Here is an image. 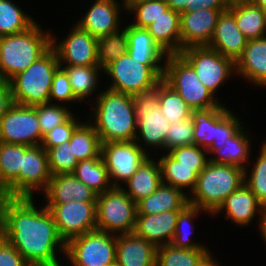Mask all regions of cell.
<instances>
[{
  "instance_id": "f5cc1de1",
  "label": "cell",
  "mask_w": 266,
  "mask_h": 266,
  "mask_svg": "<svg viewBox=\"0 0 266 266\" xmlns=\"http://www.w3.org/2000/svg\"><path fill=\"white\" fill-rule=\"evenodd\" d=\"M229 3L226 0H189L182 12H192L201 9H228Z\"/></svg>"
},
{
  "instance_id": "680465c9",
  "label": "cell",
  "mask_w": 266,
  "mask_h": 266,
  "mask_svg": "<svg viewBox=\"0 0 266 266\" xmlns=\"http://www.w3.org/2000/svg\"><path fill=\"white\" fill-rule=\"evenodd\" d=\"M7 241L6 234L2 223L0 222V247Z\"/></svg>"
},
{
  "instance_id": "6125c7cd",
  "label": "cell",
  "mask_w": 266,
  "mask_h": 266,
  "mask_svg": "<svg viewBox=\"0 0 266 266\" xmlns=\"http://www.w3.org/2000/svg\"><path fill=\"white\" fill-rule=\"evenodd\" d=\"M141 0H124L126 7L131 3V2H138Z\"/></svg>"
},
{
  "instance_id": "d4e9b609",
  "label": "cell",
  "mask_w": 266,
  "mask_h": 266,
  "mask_svg": "<svg viewBox=\"0 0 266 266\" xmlns=\"http://www.w3.org/2000/svg\"><path fill=\"white\" fill-rule=\"evenodd\" d=\"M157 247L134 233L116 235V262L121 266H156Z\"/></svg>"
},
{
  "instance_id": "ee69618b",
  "label": "cell",
  "mask_w": 266,
  "mask_h": 266,
  "mask_svg": "<svg viewBox=\"0 0 266 266\" xmlns=\"http://www.w3.org/2000/svg\"><path fill=\"white\" fill-rule=\"evenodd\" d=\"M35 107L42 136L54 127L64 123L73 114V111L69 109L72 107L59 105L56 102L37 104Z\"/></svg>"
},
{
  "instance_id": "ab89813d",
  "label": "cell",
  "mask_w": 266,
  "mask_h": 266,
  "mask_svg": "<svg viewBox=\"0 0 266 266\" xmlns=\"http://www.w3.org/2000/svg\"><path fill=\"white\" fill-rule=\"evenodd\" d=\"M24 145L0 142V194L19 176Z\"/></svg>"
},
{
  "instance_id": "5bb4252c",
  "label": "cell",
  "mask_w": 266,
  "mask_h": 266,
  "mask_svg": "<svg viewBox=\"0 0 266 266\" xmlns=\"http://www.w3.org/2000/svg\"><path fill=\"white\" fill-rule=\"evenodd\" d=\"M100 155L113 187H121L149 157L135 140L101 143Z\"/></svg>"
},
{
  "instance_id": "30bf717a",
  "label": "cell",
  "mask_w": 266,
  "mask_h": 266,
  "mask_svg": "<svg viewBox=\"0 0 266 266\" xmlns=\"http://www.w3.org/2000/svg\"><path fill=\"white\" fill-rule=\"evenodd\" d=\"M52 175L48 153L41 146H25L19 176L0 194L10 198H36L33 193L43 194ZM37 190V191H36Z\"/></svg>"
},
{
  "instance_id": "d590c367",
  "label": "cell",
  "mask_w": 266,
  "mask_h": 266,
  "mask_svg": "<svg viewBox=\"0 0 266 266\" xmlns=\"http://www.w3.org/2000/svg\"><path fill=\"white\" fill-rule=\"evenodd\" d=\"M78 161L97 158L101 154V141L94 126L85 120L75 129L69 140Z\"/></svg>"
},
{
  "instance_id": "f1b7e54d",
  "label": "cell",
  "mask_w": 266,
  "mask_h": 266,
  "mask_svg": "<svg viewBox=\"0 0 266 266\" xmlns=\"http://www.w3.org/2000/svg\"><path fill=\"white\" fill-rule=\"evenodd\" d=\"M187 204L189 202L186 193L162 183L155 192L137 202V214H157L182 210Z\"/></svg>"
},
{
  "instance_id": "681fc988",
  "label": "cell",
  "mask_w": 266,
  "mask_h": 266,
  "mask_svg": "<svg viewBox=\"0 0 266 266\" xmlns=\"http://www.w3.org/2000/svg\"><path fill=\"white\" fill-rule=\"evenodd\" d=\"M73 113L64 123L54 127L43 136L41 146L48 151L50 148L64 144L72 137L75 129L82 123V120Z\"/></svg>"
},
{
  "instance_id": "f546056e",
  "label": "cell",
  "mask_w": 266,
  "mask_h": 266,
  "mask_svg": "<svg viewBox=\"0 0 266 266\" xmlns=\"http://www.w3.org/2000/svg\"><path fill=\"white\" fill-rule=\"evenodd\" d=\"M167 54L181 52L180 13L169 9L146 28Z\"/></svg>"
},
{
  "instance_id": "83f0119b",
  "label": "cell",
  "mask_w": 266,
  "mask_h": 266,
  "mask_svg": "<svg viewBox=\"0 0 266 266\" xmlns=\"http://www.w3.org/2000/svg\"><path fill=\"white\" fill-rule=\"evenodd\" d=\"M228 10L248 40L266 37V13L252 0L230 3Z\"/></svg>"
},
{
  "instance_id": "7c38bea8",
  "label": "cell",
  "mask_w": 266,
  "mask_h": 266,
  "mask_svg": "<svg viewBox=\"0 0 266 266\" xmlns=\"http://www.w3.org/2000/svg\"><path fill=\"white\" fill-rule=\"evenodd\" d=\"M179 54L193 67L199 80L215 97L220 87L236 76L235 63L208 46L187 47Z\"/></svg>"
},
{
  "instance_id": "8fae6325",
  "label": "cell",
  "mask_w": 266,
  "mask_h": 266,
  "mask_svg": "<svg viewBox=\"0 0 266 266\" xmlns=\"http://www.w3.org/2000/svg\"><path fill=\"white\" fill-rule=\"evenodd\" d=\"M65 264L110 266L116 262V235L93 230L66 243Z\"/></svg>"
},
{
  "instance_id": "816d5d0a",
  "label": "cell",
  "mask_w": 266,
  "mask_h": 266,
  "mask_svg": "<svg viewBox=\"0 0 266 266\" xmlns=\"http://www.w3.org/2000/svg\"><path fill=\"white\" fill-rule=\"evenodd\" d=\"M0 266H31L23 256L6 241L0 247Z\"/></svg>"
},
{
  "instance_id": "c3c4849f",
  "label": "cell",
  "mask_w": 266,
  "mask_h": 266,
  "mask_svg": "<svg viewBox=\"0 0 266 266\" xmlns=\"http://www.w3.org/2000/svg\"><path fill=\"white\" fill-rule=\"evenodd\" d=\"M54 101L59 105L66 104L67 107H69V103L78 104L77 102H80L73 94L66 71L60 66L55 71L49 95V103H53Z\"/></svg>"
},
{
  "instance_id": "7bdbcfd3",
  "label": "cell",
  "mask_w": 266,
  "mask_h": 266,
  "mask_svg": "<svg viewBox=\"0 0 266 266\" xmlns=\"http://www.w3.org/2000/svg\"><path fill=\"white\" fill-rule=\"evenodd\" d=\"M263 141L256 161L252 162V168L244 170V183L255 194L259 203L266 208V139Z\"/></svg>"
},
{
  "instance_id": "e7e4bbea",
  "label": "cell",
  "mask_w": 266,
  "mask_h": 266,
  "mask_svg": "<svg viewBox=\"0 0 266 266\" xmlns=\"http://www.w3.org/2000/svg\"><path fill=\"white\" fill-rule=\"evenodd\" d=\"M110 266H121V265H119L117 262H115L114 264H112Z\"/></svg>"
},
{
  "instance_id": "277c9868",
  "label": "cell",
  "mask_w": 266,
  "mask_h": 266,
  "mask_svg": "<svg viewBox=\"0 0 266 266\" xmlns=\"http://www.w3.org/2000/svg\"><path fill=\"white\" fill-rule=\"evenodd\" d=\"M243 183L244 169L209 161L198 175L195 189L188 196V202L212 215Z\"/></svg>"
},
{
  "instance_id": "484cf974",
  "label": "cell",
  "mask_w": 266,
  "mask_h": 266,
  "mask_svg": "<svg viewBox=\"0 0 266 266\" xmlns=\"http://www.w3.org/2000/svg\"><path fill=\"white\" fill-rule=\"evenodd\" d=\"M128 53L147 66H165L168 54L152 38L148 30L130 23L126 25Z\"/></svg>"
},
{
  "instance_id": "7402d4cb",
  "label": "cell",
  "mask_w": 266,
  "mask_h": 266,
  "mask_svg": "<svg viewBox=\"0 0 266 266\" xmlns=\"http://www.w3.org/2000/svg\"><path fill=\"white\" fill-rule=\"evenodd\" d=\"M243 126L233 137L224 142H213L207 150L209 161L218 164H227L240 167L242 169L250 168L252 164L250 158L253 141L250 131H246ZM249 165V167H248Z\"/></svg>"
},
{
  "instance_id": "44dd1931",
  "label": "cell",
  "mask_w": 266,
  "mask_h": 266,
  "mask_svg": "<svg viewBox=\"0 0 266 266\" xmlns=\"http://www.w3.org/2000/svg\"><path fill=\"white\" fill-rule=\"evenodd\" d=\"M247 42L248 39L238 28L234 15L227 9L219 16L208 47L236 63Z\"/></svg>"
},
{
  "instance_id": "5b68a950",
  "label": "cell",
  "mask_w": 266,
  "mask_h": 266,
  "mask_svg": "<svg viewBox=\"0 0 266 266\" xmlns=\"http://www.w3.org/2000/svg\"><path fill=\"white\" fill-rule=\"evenodd\" d=\"M59 66L57 53L51 47L25 71L9 81L13 102L29 106L49 103L51 84Z\"/></svg>"
},
{
  "instance_id": "b9f144b4",
  "label": "cell",
  "mask_w": 266,
  "mask_h": 266,
  "mask_svg": "<svg viewBox=\"0 0 266 266\" xmlns=\"http://www.w3.org/2000/svg\"><path fill=\"white\" fill-rule=\"evenodd\" d=\"M169 9L170 7L165 0H141L131 2L126 7V12L134 17L131 19L133 21L129 22L131 25L146 29Z\"/></svg>"
},
{
  "instance_id": "ffe728a7",
  "label": "cell",
  "mask_w": 266,
  "mask_h": 266,
  "mask_svg": "<svg viewBox=\"0 0 266 266\" xmlns=\"http://www.w3.org/2000/svg\"><path fill=\"white\" fill-rule=\"evenodd\" d=\"M181 210L157 214H137L133 233L152 243L157 248L170 244L176 228L177 217Z\"/></svg>"
},
{
  "instance_id": "52a82bcc",
  "label": "cell",
  "mask_w": 266,
  "mask_h": 266,
  "mask_svg": "<svg viewBox=\"0 0 266 266\" xmlns=\"http://www.w3.org/2000/svg\"><path fill=\"white\" fill-rule=\"evenodd\" d=\"M133 99L137 121L136 143L149 156L152 149L164 153L165 136L170 124L161 113L158 104V85L133 95Z\"/></svg>"
},
{
  "instance_id": "8992f818",
  "label": "cell",
  "mask_w": 266,
  "mask_h": 266,
  "mask_svg": "<svg viewBox=\"0 0 266 266\" xmlns=\"http://www.w3.org/2000/svg\"><path fill=\"white\" fill-rule=\"evenodd\" d=\"M163 80L179 93L193 111H208L223 104L204 86L193 67L180 54H168Z\"/></svg>"
},
{
  "instance_id": "4316f807",
  "label": "cell",
  "mask_w": 266,
  "mask_h": 266,
  "mask_svg": "<svg viewBox=\"0 0 266 266\" xmlns=\"http://www.w3.org/2000/svg\"><path fill=\"white\" fill-rule=\"evenodd\" d=\"M161 184V168L157 156L153 159L149 156L121 186V189L137 203L155 192Z\"/></svg>"
},
{
  "instance_id": "ba28073f",
  "label": "cell",
  "mask_w": 266,
  "mask_h": 266,
  "mask_svg": "<svg viewBox=\"0 0 266 266\" xmlns=\"http://www.w3.org/2000/svg\"><path fill=\"white\" fill-rule=\"evenodd\" d=\"M164 67L141 64L127 52L106 66L102 75L111 79L106 88L133 96L158 85L163 79Z\"/></svg>"
},
{
  "instance_id": "e575fe53",
  "label": "cell",
  "mask_w": 266,
  "mask_h": 266,
  "mask_svg": "<svg viewBox=\"0 0 266 266\" xmlns=\"http://www.w3.org/2000/svg\"><path fill=\"white\" fill-rule=\"evenodd\" d=\"M209 249H183L167 244L157 248L156 266H199L212 253Z\"/></svg>"
},
{
  "instance_id": "9a60e30c",
  "label": "cell",
  "mask_w": 266,
  "mask_h": 266,
  "mask_svg": "<svg viewBox=\"0 0 266 266\" xmlns=\"http://www.w3.org/2000/svg\"><path fill=\"white\" fill-rule=\"evenodd\" d=\"M96 203L76 202L45 203L53 215L59 235L67 243L69 240L96 230Z\"/></svg>"
},
{
  "instance_id": "6da1fadb",
  "label": "cell",
  "mask_w": 266,
  "mask_h": 266,
  "mask_svg": "<svg viewBox=\"0 0 266 266\" xmlns=\"http://www.w3.org/2000/svg\"><path fill=\"white\" fill-rule=\"evenodd\" d=\"M39 207L34 198L0 196V222L7 241L31 266L57 263L66 250L53 215L45 204Z\"/></svg>"
},
{
  "instance_id": "f907efd6",
  "label": "cell",
  "mask_w": 266,
  "mask_h": 266,
  "mask_svg": "<svg viewBox=\"0 0 266 266\" xmlns=\"http://www.w3.org/2000/svg\"><path fill=\"white\" fill-rule=\"evenodd\" d=\"M228 108L217 120H216V138L214 142L228 141L233 137L242 127L243 122L239 115L236 116V112H232Z\"/></svg>"
},
{
  "instance_id": "603a6c76",
  "label": "cell",
  "mask_w": 266,
  "mask_h": 266,
  "mask_svg": "<svg viewBox=\"0 0 266 266\" xmlns=\"http://www.w3.org/2000/svg\"><path fill=\"white\" fill-rule=\"evenodd\" d=\"M235 72L237 77L246 78L253 86L266 88V37L248 40L235 63Z\"/></svg>"
},
{
  "instance_id": "8d00e7d4",
  "label": "cell",
  "mask_w": 266,
  "mask_h": 266,
  "mask_svg": "<svg viewBox=\"0 0 266 266\" xmlns=\"http://www.w3.org/2000/svg\"><path fill=\"white\" fill-rule=\"evenodd\" d=\"M228 109L222 104L208 111H193L194 144L208 150L216 138V120Z\"/></svg>"
},
{
  "instance_id": "7a4b0ae2",
  "label": "cell",
  "mask_w": 266,
  "mask_h": 266,
  "mask_svg": "<svg viewBox=\"0 0 266 266\" xmlns=\"http://www.w3.org/2000/svg\"><path fill=\"white\" fill-rule=\"evenodd\" d=\"M90 103L89 122L94 126L101 143L133 141L137 121L132 95L104 88ZM91 116V117H90ZM93 118V119H92Z\"/></svg>"
},
{
  "instance_id": "cb8c5ba5",
  "label": "cell",
  "mask_w": 266,
  "mask_h": 266,
  "mask_svg": "<svg viewBox=\"0 0 266 266\" xmlns=\"http://www.w3.org/2000/svg\"><path fill=\"white\" fill-rule=\"evenodd\" d=\"M42 197L45 203L97 202L98 194L73 174H58L51 177Z\"/></svg>"
},
{
  "instance_id": "6f0895ef",
  "label": "cell",
  "mask_w": 266,
  "mask_h": 266,
  "mask_svg": "<svg viewBox=\"0 0 266 266\" xmlns=\"http://www.w3.org/2000/svg\"><path fill=\"white\" fill-rule=\"evenodd\" d=\"M216 257L211 254L204 262H202L199 266H221L219 265Z\"/></svg>"
},
{
  "instance_id": "4dcf8cb0",
  "label": "cell",
  "mask_w": 266,
  "mask_h": 266,
  "mask_svg": "<svg viewBox=\"0 0 266 266\" xmlns=\"http://www.w3.org/2000/svg\"><path fill=\"white\" fill-rule=\"evenodd\" d=\"M157 159L161 168L162 183L180 189L189 196L195 189L200 174L195 166L180 165L168 152Z\"/></svg>"
},
{
  "instance_id": "9c48e42d",
  "label": "cell",
  "mask_w": 266,
  "mask_h": 266,
  "mask_svg": "<svg viewBox=\"0 0 266 266\" xmlns=\"http://www.w3.org/2000/svg\"><path fill=\"white\" fill-rule=\"evenodd\" d=\"M137 219V203L121 187L98 195L96 230L114 235L133 233Z\"/></svg>"
},
{
  "instance_id": "91938a15",
  "label": "cell",
  "mask_w": 266,
  "mask_h": 266,
  "mask_svg": "<svg viewBox=\"0 0 266 266\" xmlns=\"http://www.w3.org/2000/svg\"><path fill=\"white\" fill-rule=\"evenodd\" d=\"M252 1L266 13V0H252Z\"/></svg>"
},
{
  "instance_id": "94428289",
  "label": "cell",
  "mask_w": 266,
  "mask_h": 266,
  "mask_svg": "<svg viewBox=\"0 0 266 266\" xmlns=\"http://www.w3.org/2000/svg\"><path fill=\"white\" fill-rule=\"evenodd\" d=\"M63 263H62V259H61V261H59V262H57V263H54V264H48V265H42V266H71V264H69V265H62Z\"/></svg>"
},
{
  "instance_id": "db71d44e",
  "label": "cell",
  "mask_w": 266,
  "mask_h": 266,
  "mask_svg": "<svg viewBox=\"0 0 266 266\" xmlns=\"http://www.w3.org/2000/svg\"><path fill=\"white\" fill-rule=\"evenodd\" d=\"M13 103L12 91L9 82L0 78V118Z\"/></svg>"
},
{
  "instance_id": "f35d334b",
  "label": "cell",
  "mask_w": 266,
  "mask_h": 266,
  "mask_svg": "<svg viewBox=\"0 0 266 266\" xmlns=\"http://www.w3.org/2000/svg\"><path fill=\"white\" fill-rule=\"evenodd\" d=\"M12 0H0V37L27 30L35 22L32 15Z\"/></svg>"
},
{
  "instance_id": "74e56055",
  "label": "cell",
  "mask_w": 266,
  "mask_h": 266,
  "mask_svg": "<svg viewBox=\"0 0 266 266\" xmlns=\"http://www.w3.org/2000/svg\"><path fill=\"white\" fill-rule=\"evenodd\" d=\"M158 104L169 124L177 123L193 113L179 93L163 79L158 83Z\"/></svg>"
},
{
  "instance_id": "60d3db41",
  "label": "cell",
  "mask_w": 266,
  "mask_h": 266,
  "mask_svg": "<svg viewBox=\"0 0 266 266\" xmlns=\"http://www.w3.org/2000/svg\"><path fill=\"white\" fill-rule=\"evenodd\" d=\"M128 51L126 25L120 30L97 39L98 66L103 70Z\"/></svg>"
},
{
  "instance_id": "3957f363",
  "label": "cell",
  "mask_w": 266,
  "mask_h": 266,
  "mask_svg": "<svg viewBox=\"0 0 266 266\" xmlns=\"http://www.w3.org/2000/svg\"><path fill=\"white\" fill-rule=\"evenodd\" d=\"M38 22L23 32L0 37L1 79L9 82L51 48L53 32L43 30Z\"/></svg>"
},
{
  "instance_id": "836d02e7",
  "label": "cell",
  "mask_w": 266,
  "mask_h": 266,
  "mask_svg": "<svg viewBox=\"0 0 266 266\" xmlns=\"http://www.w3.org/2000/svg\"><path fill=\"white\" fill-rule=\"evenodd\" d=\"M201 213L211 215L207 211L190 204H187L179 212L171 244L183 249H210L206 244H202L203 242L192 240L193 232L195 231L194 221L197 219L196 217L201 216Z\"/></svg>"
},
{
  "instance_id": "9f6ffc18",
  "label": "cell",
  "mask_w": 266,
  "mask_h": 266,
  "mask_svg": "<svg viewBox=\"0 0 266 266\" xmlns=\"http://www.w3.org/2000/svg\"><path fill=\"white\" fill-rule=\"evenodd\" d=\"M260 235L263 241L266 243V208H264L263 216H262V225L260 228Z\"/></svg>"
},
{
  "instance_id": "be15d7a7",
  "label": "cell",
  "mask_w": 266,
  "mask_h": 266,
  "mask_svg": "<svg viewBox=\"0 0 266 266\" xmlns=\"http://www.w3.org/2000/svg\"><path fill=\"white\" fill-rule=\"evenodd\" d=\"M229 4L234 3V2H239V1H249V0H226Z\"/></svg>"
},
{
  "instance_id": "7dc6e473",
  "label": "cell",
  "mask_w": 266,
  "mask_h": 266,
  "mask_svg": "<svg viewBox=\"0 0 266 266\" xmlns=\"http://www.w3.org/2000/svg\"><path fill=\"white\" fill-rule=\"evenodd\" d=\"M168 153L175 160L180 162V165L195 166L199 172H201L209 162L208 151L196 144L175 147L169 150Z\"/></svg>"
},
{
  "instance_id": "ac0fdd59",
  "label": "cell",
  "mask_w": 266,
  "mask_h": 266,
  "mask_svg": "<svg viewBox=\"0 0 266 266\" xmlns=\"http://www.w3.org/2000/svg\"><path fill=\"white\" fill-rule=\"evenodd\" d=\"M227 9H201L180 13L181 51L187 47L208 46L219 16Z\"/></svg>"
},
{
  "instance_id": "d6986e66",
  "label": "cell",
  "mask_w": 266,
  "mask_h": 266,
  "mask_svg": "<svg viewBox=\"0 0 266 266\" xmlns=\"http://www.w3.org/2000/svg\"><path fill=\"white\" fill-rule=\"evenodd\" d=\"M263 211L264 207L259 203L255 194L243 183L224 200L211 216L216 217L225 212L226 219L241 228L245 226L248 228L252 221L259 216L257 219L260 230Z\"/></svg>"
},
{
  "instance_id": "11a10c76",
  "label": "cell",
  "mask_w": 266,
  "mask_h": 266,
  "mask_svg": "<svg viewBox=\"0 0 266 266\" xmlns=\"http://www.w3.org/2000/svg\"><path fill=\"white\" fill-rule=\"evenodd\" d=\"M171 9L181 13L185 8L186 4H189V0H165Z\"/></svg>"
},
{
  "instance_id": "1f68e13d",
  "label": "cell",
  "mask_w": 266,
  "mask_h": 266,
  "mask_svg": "<svg viewBox=\"0 0 266 266\" xmlns=\"http://www.w3.org/2000/svg\"><path fill=\"white\" fill-rule=\"evenodd\" d=\"M62 67L68 77L71 84V88L75 97L84 102L86 99L93 101V97L99 95L97 91L100 86V74L103 70L99 66H60ZM98 87V88H97ZM98 89V90H97ZM97 94H95V93ZM94 95V96H93Z\"/></svg>"
},
{
  "instance_id": "4fadbf2b",
  "label": "cell",
  "mask_w": 266,
  "mask_h": 266,
  "mask_svg": "<svg viewBox=\"0 0 266 266\" xmlns=\"http://www.w3.org/2000/svg\"><path fill=\"white\" fill-rule=\"evenodd\" d=\"M42 140L35 106L13 103L0 118V142L37 146Z\"/></svg>"
},
{
  "instance_id": "d6a6232c",
  "label": "cell",
  "mask_w": 266,
  "mask_h": 266,
  "mask_svg": "<svg viewBox=\"0 0 266 266\" xmlns=\"http://www.w3.org/2000/svg\"><path fill=\"white\" fill-rule=\"evenodd\" d=\"M72 174L98 195L113 188L101 155L79 161Z\"/></svg>"
},
{
  "instance_id": "e0dca14e",
  "label": "cell",
  "mask_w": 266,
  "mask_h": 266,
  "mask_svg": "<svg viewBox=\"0 0 266 266\" xmlns=\"http://www.w3.org/2000/svg\"><path fill=\"white\" fill-rule=\"evenodd\" d=\"M93 2L88 10L82 13L79 21L76 20V24L83 30L98 39L124 27L121 25L123 24L121 23L122 12H126L124 0H95Z\"/></svg>"
},
{
  "instance_id": "bcb514c9",
  "label": "cell",
  "mask_w": 266,
  "mask_h": 266,
  "mask_svg": "<svg viewBox=\"0 0 266 266\" xmlns=\"http://www.w3.org/2000/svg\"><path fill=\"white\" fill-rule=\"evenodd\" d=\"M193 131V113L177 123L170 124L165 136V152L175 147L193 145Z\"/></svg>"
},
{
  "instance_id": "f6af8a7d",
  "label": "cell",
  "mask_w": 266,
  "mask_h": 266,
  "mask_svg": "<svg viewBox=\"0 0 266 266\" xmlns=\"http://www.w3.org/2000/svg\"><path fill=\"white\" fill-rule=\"evenodd\" d=\"M48 162L51 175L72 174L78 164L73 154L69 141L64 144L50 148L48 151Z\"/></svg>"
},
{
  "instance_id": "2e32d148",
  "label": "cell",
  "mask_w": 266,
  "mask_h": 266,
  "mask_svg": "<svg viewBox=\"0 0 266 266\" xmlns=\"http://www.w3.org/2000/svg\"><path fill=\"white\" fill-rule=\"evenodd\" d=\"M74 25L63 40L52 36L51 47L56 51L60 66H98L97 38Z\"/></svg>"
}]
</instances>
